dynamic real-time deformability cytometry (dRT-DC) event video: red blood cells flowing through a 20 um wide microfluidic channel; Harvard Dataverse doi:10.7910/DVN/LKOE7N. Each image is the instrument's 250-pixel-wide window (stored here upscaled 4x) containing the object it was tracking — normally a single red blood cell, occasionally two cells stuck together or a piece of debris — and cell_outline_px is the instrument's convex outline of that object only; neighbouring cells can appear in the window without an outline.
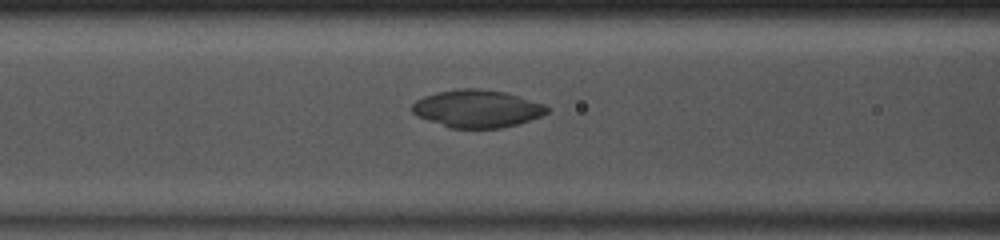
{"species": "common noctule bat (a hibernating species)", "species_latin": "Nyctalus noctula", "temperature_condition": "room temperature", "stored_images_in_passage": 44, "camera_frame_rate_fps": 3000, "um_per_image_px": 0.085, "animal": {"sex": "male", "body_mass_g": 13.0, "forearm_length_mm": 53.1}, "frame": {"image": 1, "passage_image": 15, "time_ms": 4.667, "image_size_px": [1000, 240], "cell_outline_px": [[548, 112], [540, 116], [516, 124], [500, 128], [448, 128], [416, 116], [412, 112], [412, 104], [416, 100], [424, 96], [436, 92], [460, 88], [476, 88], [508, 92], [544, 104], [548, 108]], "centroid_in_image_um": [40.52, 9.23], "position_along_channel_um": 126.1, "area_um2": 29.65}}
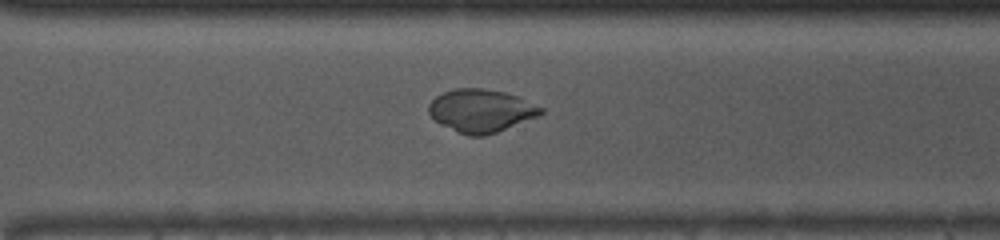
{"frame": {"image": 2, "passage_image": 30, "time_ms": 9.667, "image_size_px": [1000, 240], "cell_outline_px": [[544, 112], [540, 116], [496, 132], [484, 136], [468, 136], [440, 124], [428, 112], [428, 104], [436, 96], [444, 92], [456, 88], [484, 88], [504, 92], [516, 96], [544, 108]], "centroid_in_image_um": [40.89, 9.41], "position_along_channel_um": 329.7, "area_um2": 27.98}}
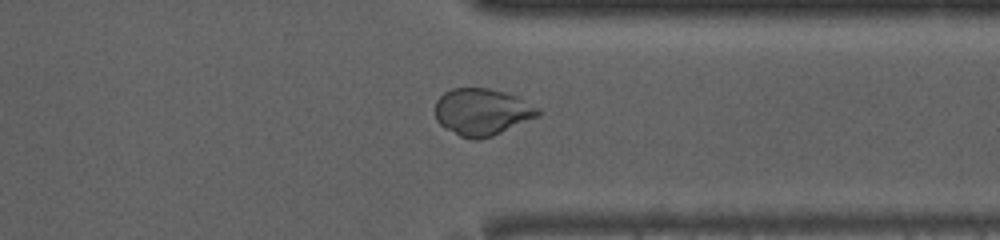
{"frame": {"image": 3, "passage_image": 33, "time_ms": 10.667, "image_size_px": [1000, 240], "cell_outline_px": [[540, 116], [492, 136], [480, 140], [472, 140], [460, 136], [444, 128], [436, 120], [436, 100], [444, 92], [452, 88], [488, 88], [504, 92], [516, 96], [540, 108]], "centroid_in_image_um": [40.97, 9.52], "position_along_channel_um": 370.4, "area_um2": 28.26}, "authors_computed_cell_mechanics": {"area_um2": 29.3913, "velocity_mm_per_s": 4.0711, "shape_relaxation_time_tau1_ms": null, "shape_relaxation_time_tau2_ms": 1.7486, "deformation_change_tau1": null, "deformation_change_tau2": 0.0363}}